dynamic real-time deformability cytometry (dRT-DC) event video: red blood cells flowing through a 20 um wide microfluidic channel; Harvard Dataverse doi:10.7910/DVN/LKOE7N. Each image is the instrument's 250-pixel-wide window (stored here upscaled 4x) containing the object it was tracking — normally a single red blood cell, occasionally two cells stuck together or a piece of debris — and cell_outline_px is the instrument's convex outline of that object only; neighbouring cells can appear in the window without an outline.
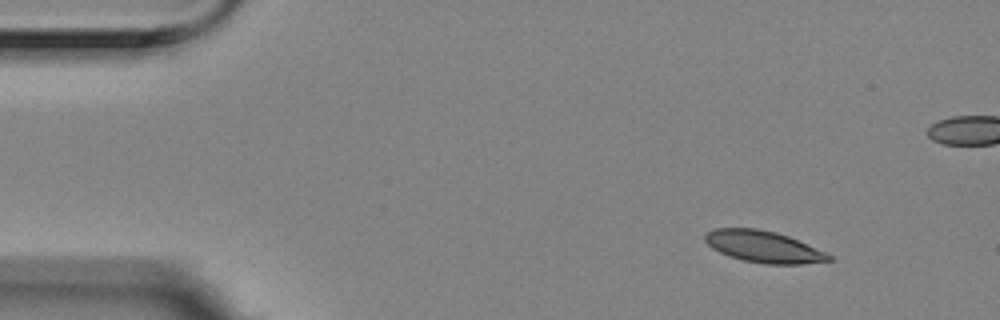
{"species": "Egyptian fruit bat (a non-hibernating species)", "species_latin": "Rousettus aegyptiacus", "temperature_condition": "room temperature", "stored_images_in_passage": 5, "camera_frame_rate_fps": 3000, "um_per_image_px": 0.085, "animal": {"sex": "female"}, "frame": {"image": 1, "passage_image": 1, "time_ms": 0.0, "image_size_px": [1000, 320], "cell_outline_px": [[832, 260], [800, 264], [764, 264], [744, 260], [728, 256], [712, 248], [704, 240], [704, 236], [712, 228], [756, 228], [776, 232], [788, 236], [824, 252], [832, 256]], "centroid_in_image_um": [64.85, 20.96], "position_along_channel_um": 20.1, "area_um2": 22.6}}